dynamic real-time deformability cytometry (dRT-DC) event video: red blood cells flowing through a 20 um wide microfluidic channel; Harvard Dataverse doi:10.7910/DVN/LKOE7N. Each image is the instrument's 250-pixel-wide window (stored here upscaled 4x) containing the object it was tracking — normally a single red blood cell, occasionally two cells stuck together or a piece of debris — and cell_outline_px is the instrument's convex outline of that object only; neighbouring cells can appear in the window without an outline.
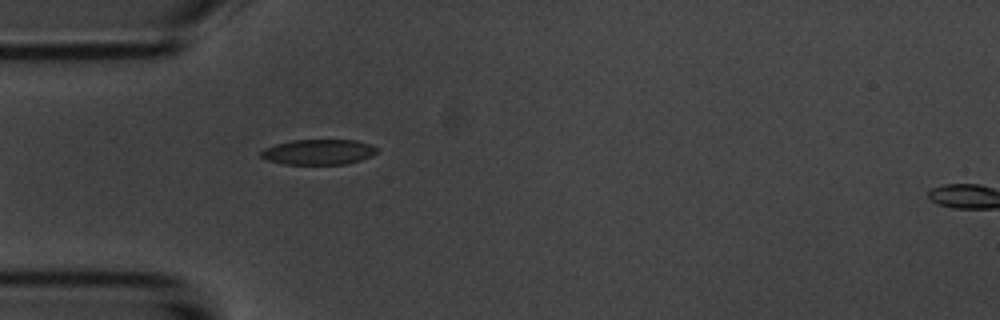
{"species": "common noctule bat (a hibernating species)", "species_latin": "Nyctalus noctula", "temperature_condition": "room temperature", "stored_images_in_passage": 2, "camera_frame_rate_fps": 3000, "um_per_image_px": 0.085, "animal": {"sex": "male", "body_mass_g": 20.1, "forearm_length_mm": 53.5}, "frame": {"image": 1, "passage_image": 1, "time_ms": 0.0, "image_size_px": [1000, 320], "cell_outline_px": [[376, 152], [372, 156], [360, 160], [344, 164], [284, 164], [268, 160], [260, 156], [260, 152], [264, 148], [276, 144], [292, 140], [356, 140], [372, 144], [376, 148]], "centroid_in_image_um": [27.07, 12.91], "position_along_channel_um": 57.9, "area_um2": 17.05}}